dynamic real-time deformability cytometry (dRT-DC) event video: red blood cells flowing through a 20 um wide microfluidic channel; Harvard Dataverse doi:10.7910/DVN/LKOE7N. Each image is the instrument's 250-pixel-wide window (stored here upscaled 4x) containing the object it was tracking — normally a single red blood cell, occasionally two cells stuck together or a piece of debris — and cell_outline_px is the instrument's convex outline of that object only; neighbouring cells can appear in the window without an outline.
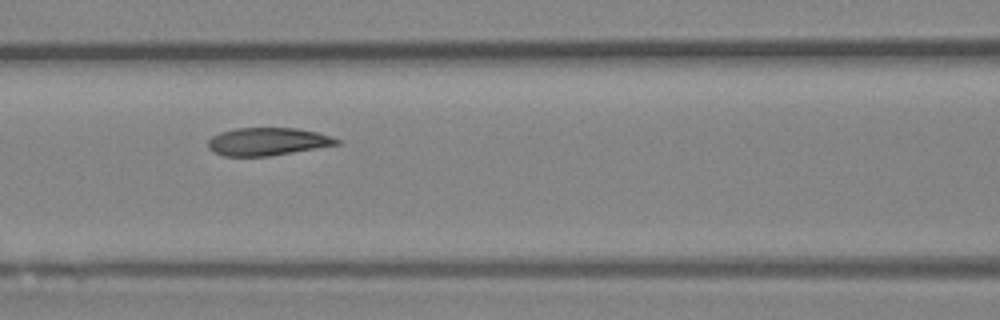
{"species": "Egyptian fruit bat (a non-hibernating species)", "species_latin": "Rousettus aegyptiacus", "temperature_condition": "room temperature", "stored_images_in_passage": 7, "camera_frame_rate_fps": 3000, "um_per_image_px": 0.085, "animal": {"sex": "female"}, "frame": {"image": 1, "passage_image": 4, "time_ms": 1.0, "image_size_px": [1000, 320], "cell_outline_px": [[340, 144], [268, 156], [224, 156], [212, 152], [208, 148], [208, 140], [212, 136], [220, 132], [236, 128], [296, 128], [316, 132], [340, 140]], "centroid_in_image_um": [22.68, 12.03], "position_along_channel_um": 143.9, "area_um2": 20.69}}
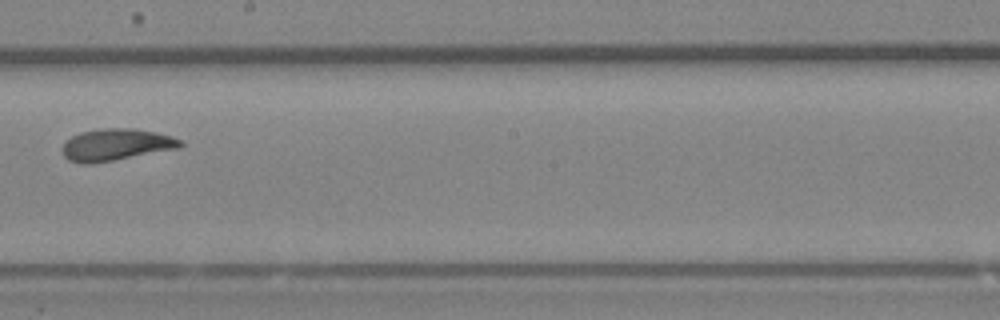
{"frame": {"image": 2, "passage_image": 6, "time_ms": 1.667, "image_size_px": [1000, 320], "cell_outline_px": [[184, 144], [180, 148], [112, 160], [88, 164], [84, 164], [68, 160], [64, 156], [64, 144], [72, 136], [80, 132], [104, 128], [132, 128], [156, 132], [172, 136], [180, 140]], "centroid_in_image_um": [9.89, 12.29], "position_along_channel_um": 238.3, "area_um2": 21.62}}
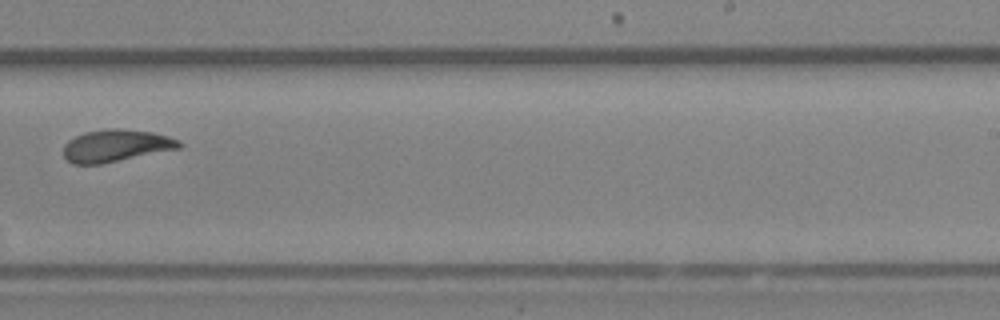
{"frame": {"image": 3, "passage_image": 7, "time_ms": 2.0, "image_size_px": [1000, 320], "cell_outline_px": [[184, 144], [180, 148], [100, 164], [72, 164], [64, 156], [64, 144], [68, 140], [84, 132], [108, 128], [120, 128], [152, 132], [168, 136], [180, 140]], "centroid_in_image_um": [9.86, 12.37], "position_along_channel_um": 279.1, "area_um2": 21.73}}